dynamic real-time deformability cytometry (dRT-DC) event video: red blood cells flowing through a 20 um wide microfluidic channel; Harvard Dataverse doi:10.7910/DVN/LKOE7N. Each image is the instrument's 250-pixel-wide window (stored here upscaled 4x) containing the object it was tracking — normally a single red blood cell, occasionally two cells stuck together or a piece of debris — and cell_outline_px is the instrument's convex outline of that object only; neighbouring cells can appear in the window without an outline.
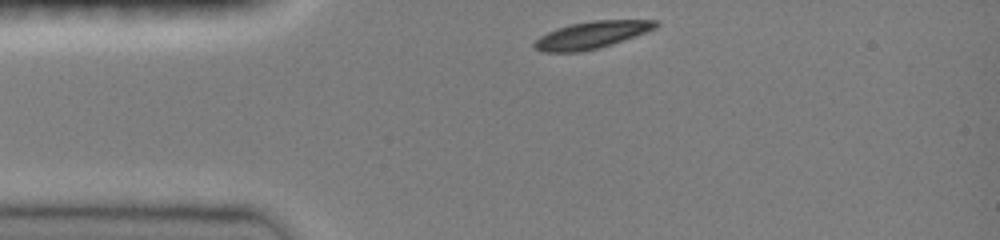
{"species": "common noctule bat (a hibernating species)", "species_latin": "Nyctalus noctula", "temperature_condition": "room temperature", "stored_images_in_passage": 11, "camera_frame_rate_fps": 3000, "um_per_image_px": 0.085, "animal": {"sex": "female", "body_mass_g": 19.0, "forearm_length_mm": 51.5}, "frame": {"image": 1, "passage_image": 1, "time_ms": 0.0, "image_size_px": [1000, 240], "cell_outline_px": [[660, 24], [656, 28], [648, 32], [600, 48], [580, 52], [540, 52], [532, 48], [532, 44], [540, 36], [556, 28], [572, 24], [592, 20], [656, 20]], "centroid_in_image_um": [50.28, 2.98], "position_along_channel_um": 34.7, "area_um2": 19.42}}